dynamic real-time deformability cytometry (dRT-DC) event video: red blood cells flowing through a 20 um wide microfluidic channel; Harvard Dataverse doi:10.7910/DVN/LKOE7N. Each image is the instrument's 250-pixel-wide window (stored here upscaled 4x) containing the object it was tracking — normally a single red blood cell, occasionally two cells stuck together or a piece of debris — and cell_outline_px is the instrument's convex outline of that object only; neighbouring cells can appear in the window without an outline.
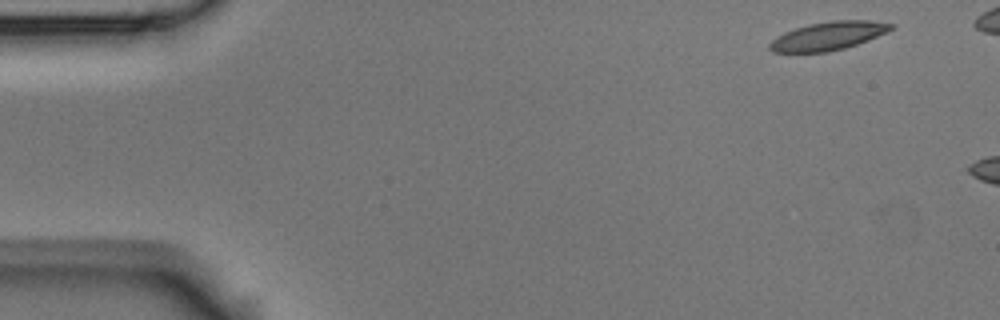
{"species": "Egyptian fruit bat (a non-hibernating species)", "species_latin": "Rousettus aegyptiacus", "temperature_condition": "room temperature", "stored_images_in_passage": 3, "camera_frame_rate_fps": 3000, "um_per_image_px": 0.085, "animal": {"sex": "male"}, "frame": {"image": 1, "passage_image": 1, "time_ms": 0.0, "image_size_px": [1000, 320], "cell_outline_px": [[896, 28], [888, 32], [868, 40], [844, 48], [828, 52], [772, 52], [768, 48], [768, 44], [776, 36], [784, 32], [808, 24], [832, 20], [872, 20], [896, 24]], "centroid_in_image_um": [70.44, 3.04], "position_along_channel_um": 14.6, "area_um2": 20.29}}